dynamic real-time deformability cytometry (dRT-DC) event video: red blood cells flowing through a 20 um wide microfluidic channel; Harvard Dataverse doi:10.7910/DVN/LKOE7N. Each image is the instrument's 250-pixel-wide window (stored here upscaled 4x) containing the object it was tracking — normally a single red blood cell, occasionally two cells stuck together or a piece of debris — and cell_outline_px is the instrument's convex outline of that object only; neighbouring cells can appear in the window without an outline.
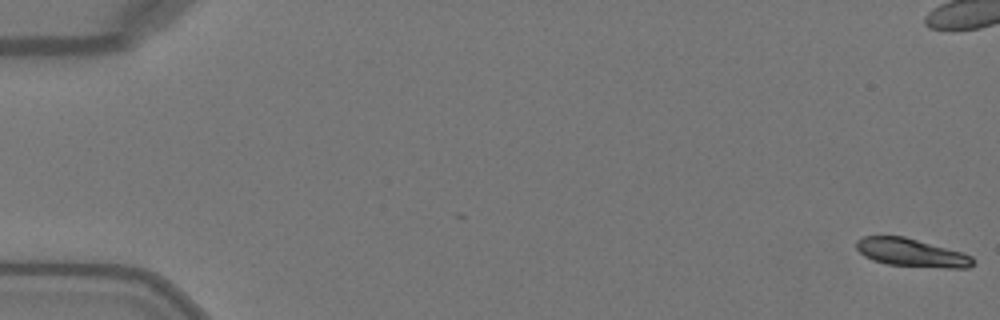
{"species": "Egyptian fruit bat (a non-hibernating species)", "species_latin": "Rousettus aegyptiacus", "temperature_condition": "warm", "stored_images_in_passage": 16, "camera_frame_rate_fps": 3000, "um_per_image_px": 0.085, "animal": {"sex": "female"}, "frame": {"image": 1, "passage_image": 1, "time_ms": 0.0, "image_size_px": [1000, 320], "cell_outline_px": [[972, 264], [968, 268], [944, 268], [888, 264], [872, 260], [864, 256], [856, 248], [856, 240], [864, 236], [904, 236], [964, 252], [972, 256]], "centroid_in_image_um": [77.47, 21.47], "position_along_channel_um": 7.5, "area_um2": 19.13}}